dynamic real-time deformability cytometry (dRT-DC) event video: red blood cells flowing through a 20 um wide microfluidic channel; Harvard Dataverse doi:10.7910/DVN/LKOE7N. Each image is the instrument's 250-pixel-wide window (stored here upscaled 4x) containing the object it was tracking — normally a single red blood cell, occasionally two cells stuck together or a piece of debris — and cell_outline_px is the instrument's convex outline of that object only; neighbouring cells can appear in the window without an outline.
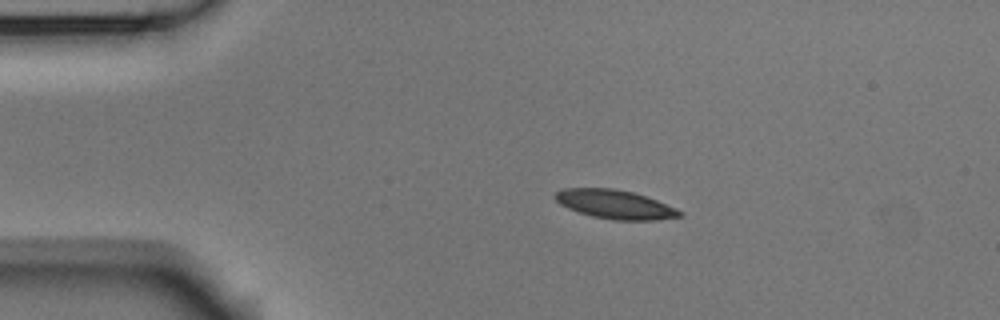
{"species": "Egyptian fruit bat (a non-hibernating species)", "species_latin": "Rousettus aegyptiacus", "temperature_condition": "room temperature", "stored_images_in_passage": 4, "camera_frame_rate_fps": 3000, "um_per_image_px": 0.085, "animal": {"sex": "male"}, "frame": {"image": 1, "passage_image": 3, "time_ms": 0.667, "image_size_px": [1000, 320], "cell_outline_px": [[684, 216], [656, 220], [612, 220], [592, 216], [568, 208], [560, 204], [552, 196], [556, 192], [564, 188], [612, 188], [632, 192], [656, 200], [676, 208], [684, 212]], "centroid_in_image_um": [52.28, 17.37], "position_along_channel_um": 32.7, "area_um2": 20.92}}